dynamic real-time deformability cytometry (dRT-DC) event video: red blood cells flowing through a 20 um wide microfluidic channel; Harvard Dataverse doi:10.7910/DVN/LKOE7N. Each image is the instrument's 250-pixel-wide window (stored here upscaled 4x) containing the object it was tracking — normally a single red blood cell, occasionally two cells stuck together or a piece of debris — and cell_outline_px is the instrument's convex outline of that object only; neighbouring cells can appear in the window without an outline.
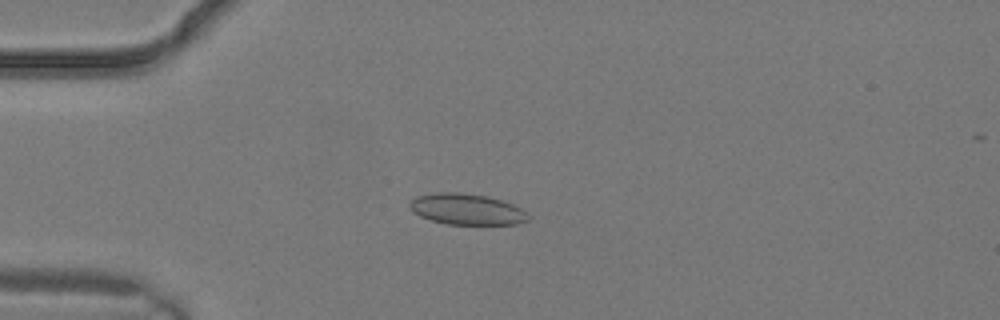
{"species": "common noctule bat (a hibernating species)", "species_latin": "Nyctalus noctula", "temperature_condition": "warm", "stored_images_in_passage": 2, "camera_frame_rate_fps": 3000, "um_per_image_px": 0.085, "animal": {"sex": "male", "body_mass_g": 19.2, "forearm_length_mm": 51.8}, "frame": {"image": 1, "passage_image": 2, "time_ms": 0.333, "image_size_px": [1000, 320], "cell_outline_px": [[528, 220], [516, 224], [448, 224], [432, 220], [420, 216], [412, 212], [408, 204], [416, 196], [436, 192], [460, 192], [488, 196], [504, 200], [520, 208], [528, 216]], "centroid_in_image_um": [39.64, 17.77], "position_along_channel_um": 45.4, "area_um2": 21.39}}